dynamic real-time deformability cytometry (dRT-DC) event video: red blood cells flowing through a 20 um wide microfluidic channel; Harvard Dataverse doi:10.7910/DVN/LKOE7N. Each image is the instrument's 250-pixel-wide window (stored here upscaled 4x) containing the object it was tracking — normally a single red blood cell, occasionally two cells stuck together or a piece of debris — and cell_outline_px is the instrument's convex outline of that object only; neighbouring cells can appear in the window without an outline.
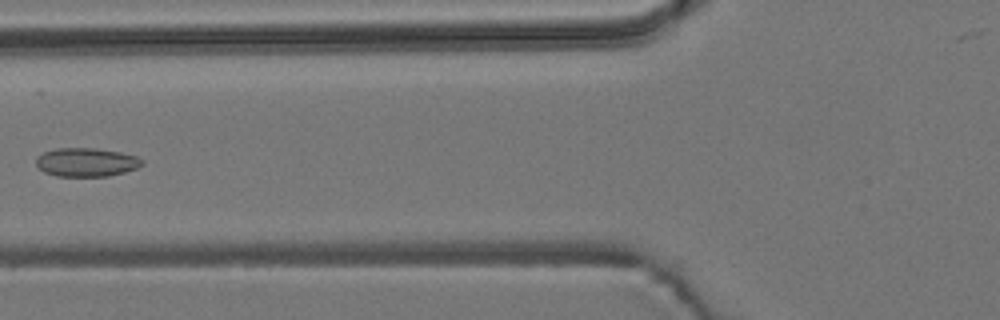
{"species": "common noctule bat (a hibernating species)", "species_latin": "Nyctalus noctula", "temperature_condition": "room temperature", "stored_images_in_passage": 6, "camera_frame_rate_fps": 3000, "um_per_image_px": 0.085, "animal": {"sex": "male", "body_mass_g": 19.2, "forearm_length_mm": 51.8}, "frame": {"image": 1, "passage_image": 6, "time_ms": 5.667, "image_size_px": [1000, 320], "cell_outline_px": [[144, 164], [136, 168], [124, 172], [108, 176], [56, 176], [44, 172], [36, 164], [36, 156], [44, 152], [56, 148], [96, 148], [120, 152], [136, 156], [144, 160]], "centroid_in_image_um": [7.34, 13.78], "position_along_channel_um": 118.5, "area_um2": 17.74}}